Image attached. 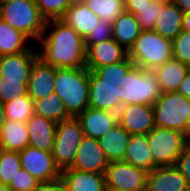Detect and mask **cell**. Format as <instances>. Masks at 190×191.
I'll list each match as a JSON object with an SVG mask.
<instances>
[{
    "label": "cell",
    "mask_w": 190,
    "mask_h": 191,
    "mask_svg": "<svg viewBox=\"0 0 190 191\" xmlns=\"http://www.w3.org/2000/svg\"><path fill=\"white\" fill-rule=\"evenodd\" d=\"M50 32V33H49ZM38 57L55 68H81L85 66L84 39L63 20H48L39 38Z\"/></svg>",
    "instance_id": "6da1fadb"
},
{
    "label": "cell",
    "mask_w": 190,
    "mask_h": 191,
    "mask_svg": "<svg viewBox=\"0 0 190 191\" xmlns=\"http://www.w3.org/2000/svg\"><path fill=\"white\" fill-rule=\"evenodd\" d=\"M134 66L127 56L121 62L90 71L88 107L118 113L124 105L125 77Z\"/></svg>",
    "instance_id": "7a4b0ae2"
},
{
    "label": "cell",
    "mask_w": 190,
    "mask_h": 191,
    "mask_svg": "<svg viewBox=\"0 0 190 191\" xmlns=\"http://www.w3.org/2000/svg\"><path fill=\"white\" fill-rule=\"evenodd\" d=\"M89 74L85 66L56 68L54 93L63 101L71 118H76L88 108Z\"/></svg>",
    "instance_id": "3957f363"
},
{
    "label": "cell",
    "mask_w": 190,
    "mask_h": 191,
    "mask_svg": "<svg viewBox=\"0 0 190 191\" xmlns=\"http://www.w3.org/2000/svg\"><path fill=\"white\" fill-rule=\"evenodd\" d=\"M128 57L135 66L154 70L173 58L172 40L163 38L153 30H142Z\"/></svg>",
    "instance_id": "277c9868"
},
{
    "label": "cell",
    "mask_w": 190,
    "mask_h": 191,
    "mask_svg": "<svg viewBox=\"0 0 190 191\" xmlns=\"http://www.w3.org/2000/svg\"><path fill=\"white\" fill-rule=\"evenodd\" d=\"M0 18L29 39L36 40L43 34L46 23L35 0H14L0 5Z\"/></svg>",
    "instance_id": "5b68a950"
},
{
    "label": "cell",
    "mask_w": 190,
    "mask_h": 191,
    "mask_svg": "<svg viewBox=\"0 0 190 191\" xmlns=\"http://www.w3.org/2000/svg\"><path fill=\"white\" fill-rule=\"evenodd\" d=\"M155 127L184 132L190 119V100L181 93H162L153 104Z\"/></svg>",
    "instance_id": "8992f818"
},
{
    "label": "cell",
    "mask_w": 190,
    "mask_h": 191,
    "mask_svg": "<svg viewBox=\"0 0 190 191\" xmlns=\"http://www.w3.org/2000/svg\"><path fill=\"white\" fill-rule=\"evenodd\" d=\"M147 142L153 156V169L174 166L187 146L182 132L163 127H154L147 134Z\"/></svg>",
    "instance_id": "52a82bcc"
},
{
    "label": "cell",
    "mask_w": 190,
    "mask_h": 191,
    "mask_svg": "<svg viewBox=\"0 0 190 191\" xmlns=\"http://www.w3.org/2000/svg\"><path fill=\"white\" fill-rule=\"evenodd\" d=\"M162 90L153 70L134 66L125 77L124 105H153Z\"/></svg>",
    "instance_id": "ba28073f"
},
{
    "label": "cell",
    "mask_w": 190,
    "mask_h": 191,
    "mask_svg": "<svg viewBox=\"0 0 190 191\" xmlns=\"http://www.w3.org/2000/svg\"><path fill=\"white\" fill-rule=\"evenodd\" d=\"M83 131L76 118H69L56 124L52 155L60 170L70 168L83 138Z\"/></svg>",
    "instance_id": "9c48e42d"
},
{
    "label": "cell",
    "mask_w": 190,
    "mask_h": 191,
    "mask_svg": "<svg viewBox=\"0 0 190 191\" xmlns=\"http://www.w3.org/2000/svg\"><path fill=\"white\" fill-rule=\"evenodd\" d=\"M148 172L124 160L109 162L105 171L106 187L124 191H146Z\"/></svg>",
    "instance_id": "30bf717a"
},
{
    "label": "cell",
    "mask_w": 190,
    "mask_h": 191,
    "mask_svg": "<svg viewBox=\"0 0 190 191\" xmlns=\"http://www.w3.org/2000/svg\"><path fill=\"white\" fill-rule=\"evenodd\" d=\"M18 153L21 167L40 183L60 177L61 170L55 164L52 152L26 146Z\"/></svg>",
    "instance_id": "8fae6325"
},
{
    "label": "cell",
    "mask_w": 190,
    "mask_h": 191,
    "mask_svg": "<svg viewBox=\"0 0 190 191\" xmlns=\"http://www.w3.org/2000/svg\"><path fill=\"white\" fill-rule=\"evenodd\" d=\"M118 123L131 135H147L155 127L153 105H123Z\"/></svg>",
    "instance_id": "7c38bea8"
},
{
    "label": "cell",
    "mask_w": 190,
    "mask_h": 191,
    "mask_svg": "<svg viewBox=\"0 0 190 191\" xmlns=\"http://www.w3.org/2000/svg\"><path fill=\"white\" fill-rule=\"evenodd\" d=\"M109 161L98 143L92 137L83 136L76 157L70 168L86 172L105 174Z\"/></svg>",
    "instance_id": "4fadbf2b"
},
{
    "label": "cell",
    "mask_w": 190,
    "mask_h": 191,
    "mask_svg": "<svg viewBox=\"0 0 190 191\" xmlns=\"http://www.w3.org/2000/svg\"><path fill=\"white\" fill-rule=\"evenodd\" d=\"M37 58L38 50L32 47L25 52L0 56V76L2 79L28 82L31 68Z\"/></svg>",
    "instance_id": "5bb4252c"
},
{
    "label": "cell",
    "mask_w": 190,
    "mask_h": 191,
    "mask_svg": "<svg viewBox=\"0 0 190 191\" xmlns=\"http://www.w3.org/2000/svg\"><path fill=\"white\" fill-rule=\"evenodd\" d=\"M127 56L128 52L112 38L91 45L86 50L85 67L94 71L96 68L121 62Z\"/></svg>",
    "instance_id": "9a60e30c"
},
{
    "label": "cell",
    "mask_w": 190,
    "mask_h": 191,
    "mask_svg": "<svg viewBox=\"0 0 190 191\" xmlns=\"http://www.w3.org/2000/svg\"><path fill=\"white\" fill-rule=\"evenodd\" d=\"M56 68L39 57L34 61L28 79V95L34 100L49 96L55 90Z\"/></svg>",
    "instance_id": "2e32d148"
},
{
    "label": "cell",
    "mask_w": 190,
    "mask_h": 191,
    "mask_svg": "<svg viewBox=\"0 0 190 191\" xmlns=\"http://www.w3.org/2000/svg\"><path fill=\"white\" fill-rule=\"evenodd\" d=\"M76 119L84 136L99 139L118 123V113L88 107Z\"/></svg>",
    "instance_id": "e0dca14e"
},
{
    "label": "cell",
    "mask_w": 190,
    "mask_h": 191,
    "mask_svg": "<svg viewBox=\"0 0 190 191\" xmlns=\"http://www.w3.org/2000/svg\"><path fill=\"white\" fill-rule=\"evenodd\" d=\"M187 188L185 177L175 165L157 167L147 174L146 191H183Z\"/></svg>",
    "instance_id": "ac0fdd59"
},
{
    "label": "cell",
    "mask_w": 190,
    "mask_h": 191,
    "mask_svg": "<svg viewBox=\"0 0 190 191\" xmlns=\"http://www.w3.org/2000/svg\"><path fill=\"white\" fill-rule=\"evenodd\" d=\"M56 122L33 114L26 127L29 134L28 146L52 152L55 141Z\"/></svg>",
    "instance_id": "d6986e66"
},
{
    "label": "cell",
    "mask_w": 190,
    "mask_h": 191,
    "mask_svg": "<svg viewBox=\"0 0 190 191\" xmlns=\"http://www.w3.org/2000/svg\"><path fill=\"white\" fill-rule=\"evenodd\" d=\"M60 177L67 191H105V174L86 172L66 168L61 170Z\"/></svg>",
    "instance_id": "ffe728a7"
},
{
    "label": "cell",
    "mask_w": 190,
    "mask_h": 191,
    "mask_svg": "<svg viewBox=\"0 0 190 191\" xmlns=\"http://www.w3.org/2000/svg\"><path fill=\"white\" fill-rule=\"evenodd\" d=\"M130 137L131 134L117 123L97 140L106 159L111 162L124 160Z\"/></svg>",
    "instance_id": "44dd1931"
},
{
    "label": "cell",
    "mask_w": 190,
    "mask_h": 191,
    "mask_svg": "<svg viewBox=\"0 0 190 191\" xmlns=\"http://www.w3.org/2000/svg\"><path fill=\"white\" fill-rule=\"evenodd\" d=\"M85 39L98 26L101 19L83 3H73L61 19Z\"/></svg>",
    "instance_id": "7402d4cb"
},
{
    "label": "cell",
    "mask_w": 190,
    "mask_h": 191,
    "mask_svg": "<svg viewBox=\"0 0 190 191\" xmlns=\"http://www.w3.org/2000/svg\"><path fill=\"white\" fill-rule=\"evenodd\" d=\"M183 15L175 3L162 4L153 31L173 41L182 31Z\"/></svg>",
    "instance_id": "603a6c76"
},
{
    "label": "cell",
    "mask_w": 190,
    "mask_h": 191,
    "mask_svg": "<svg viewBox=\"0 0 190 191\" xmlns=\"http://www.w3.org/2000/svg\"><path fill=\"white\" fill-rule=\"evenodd\" d=\"M112 38L129 52L141 33L136 17L123 11L112 23Z\"/></svg>",
    "instance_id": "cb8c5ba5"
},
{
    "label": "cell",
    "mask_w": 190,
    "mask_h": 191,
    "mask_svg": "<svg viewBox=\"0 0 190 191\" xmlns=\"http://www.w3.org/2000/svg\"><path fill=\"white\" fill-rule=\"evenodd\" d=\"M160 84L162 93L177 91L179 84L189 72L187 64L171 59L153 70Z\"/></svg>",
    "instance_id": "d4e9b609"
},
{
    "label": "cell",
    "mask_w": 190,
    "mask_h": 191,
    "mask_svg": "<svg viewBox=\"0 0 190 191\" xmlns=\"http://www.w3.org/2000/svg\"><path fill=\"white\" fill-rule=\"evenodd\" d=\"M26 123L6 119L0 130V149L20 152L28 146Z\"/></svg>",
    "instance_id": "484cf974"
},
{
    "label": "cell",
    "mask_w": 190,
    "mask_h": 191,
    "mask_svg": "<svg viewBox=\"0 0 190 191\" xmlns=\"http://www.w3.org/2000/svg\"><path fill=\"white\" fill-rule=\"evenodd\" d=\"M124 161L147 172L153 169V156L147 142V135H131Z\"/></svg>",
    "instance_id": "4316f807"
},
{
    "label": "cell",
    "mask_w": 190,
    "mask_h": 191,
    "mask_svg": "<svg viewBox=\"0 0 190 191\" xmlns=\"http://www.w3.org/2000/svg\"><path fill=\"white\" fill-rule=\"evenodd\" d=\"M29 40L26 35L0 18V56L28 51L32 47Z\"/></svg>",
    "instance_id": "83f0119b"
},
{
    "label": "cell",
    "mask_w": 190,
    "mask_h": 191,
    "mask_svg": "<svg viewBox=\"0 0 190 191\" xmlns=\"http://www.w3.org/2000/svg\"><path fill=\"white\" fill-rule=\"evenodd\" d=\"M34 114L48 118L56 123L69 119L63 101L56 93L34 100Z\"/></svg>",
    "instance_id": "f1b7e54d"
},
{
    "label": "cell",
    "mask_w": 190,
    "mask_h": 191,
    "mask_svg": "<svg viewBox=\"0 0 190 191\" xmlns=\"http://www.w3.org/2000/svg\"><path fill=\"white\" fill-rule=\"evenodd\" d=\"M5 119L28 122L34 114V102L29 95H24L4 103Z\"/></svg>",
    "instance_id": "f546056e"
},
{
    "label": "cell",
    "mask_w": 190,
    "mask_h": 191,
    "mask_svg": "<svg viewBox=\"0 0 190 191\" xmlns=\"http://www.w3.org/2000/svg\"><path fill=\"white\" fill-rule=\"evenodd\" d=\"M83 4L101 20L110 23L124 11L123 0H86Z\"/></svg>",
    "instance_id": "4dcf8cb0"
},
{
    "label": "cell",
    "mask_w": 190,
    "mask_h": 191,
    "mask_svg": "<svg viewBox=\"0 0 190 191\" xmlns=\"http://www.w3.org/2000/svg\"><path fill=\"white\" fill-rule=\"evenodd\" d=\"M20 168L21 160L18 152L0 149V183L9 186Z\"/></svg>",
    "instance_id": "1f68e13d"
},
{
    "label": "cell",
    "mask_w": 190,
    "mask_h": 191,
    "mask_svg": "<svg viewBox=\"0 0 190 191\" xmlns=\"http://www.w3.org/2000/svg\"><path fill=\"white\" fill-rule=\"evenodd\" d=\"M42 17L48 20L62 19L72 0H35Z\"/></svg>",
    "instance_id": "d6a6232c"
},
{
    "label": "cell",
    "mask_w": 190,
    "mask_h": 191,
    "mask_svg": "<svg viewBox=\"0 0 190 191\" xmlns=\"http://www.w3.org/2000/svg\"><path fill=\"white\" fill-rule=\"evenodd\" d=\"M28 82L2 79L0 76V101L4 104L18 97L28 95Z\"/></svg>",
    "instance_id": "836d02e7"
},
{
    "label": "cell",
    "mask_w": 190,
    "mask_h": 191,
    "mask_svg": "<svg viewBox=\"0 0 190 191\" xmlns=\"http://www.w3.org/2000/svg\"><path fill=\"white\" fill-rule=\"evenodd\" d=\"M173 43V59L190 65V33L182 30Z\"/></svg>",
    "instance_id": "e575fe53"
},
{
    "label": "cell",
    "mask_w": 190,
    "mask_h": 191,
    "mask_svg": "<svg viewBox=\"0 0 190 191\" xmlns=\"http://www.w3.org/2000/svg\"><path fill=\"white\" fill-rule=\"evenodd\" d=\"M161 5V3L153 1L151 5L139 9V13L135 17L141 30H153Z\"/></svg>",
    "instance_id": "d590c367"
},
{
    "label": "cell",
    "mask_w": 190,
    "mask_h": 191,
    "mask_svg": "<svg viewBox=\"0 0 190 191\" xmlns=\"http://www.w3.org/2000/svg\"><path fill=\"white\" fill-rule=\"evenodd\" d=\"M39 183L37 179L21 167L14 178L11 179L8 187L11 191H34Z\"/></svg>",
    "instance_id": "8d00e7d4"
},
{
    "label": "cell",
    "mask_w": 190,
    "mask_h": 191,
    "mask_svg": "<svg viewBox=\"0 0 190 191\" xmlns=\"http://www.w3.org/2000/svg\"><path fill=\"white\" fill-rule=\"evenodd\" d=\"M112 23L101 20L98 26L85 39L86 50L94 44L112 39Z\"/></svg>",
    "instance_id": "74e56055"
},
{
    "label": "cell",
    "mask_w": 190,
    "mask_h": 191,
    "mask_svg": "<svg viewBox=\"0 0 190 191\" xmlns=\"http://www.w3.org/2000/svg\"><path fill=\"white\" fill-rule=\"evenodd\" d=\"M175 166L185 177L190 188V145H187L177 157Z\"/></svg>",
    "instance_id": "f35d334b"
},
{
    "label": "cell",
    "mask_w": 190,
    "mask_h": 191,
    "mask_svg": "<svg viewBox=\"0 0 190 191\" xmlns=\"http://www.w3.org/2000/svg\"><path fill=\"white\" fill-rule=\"evenodd\" d=\"M34 191H67V188L61 177H59L51 181L39 183Z\"/></svg>",
    "instance_id": "ab89813d"
},
{
    "label": "cell",
    "mask_w": 190,
    "mask_h": 191,
    "mask_svg": "<svg viewBox=\"0 0 190 191\" xmlns=\"http://www.w3.org/2000/svg\"><path fill=\"white\" fill-rule=\"evenodd\" d=\"M153 0H123L124 11L132 13L134 16L148 5H151Z\"/></svg>",
    "instance_id": "60d3db41"
},
{
    "label": "cell",
    "mask_w": 190,
    "mask_h": 191,
    "mask_svg": "<svg viewBox=\"0 0 190 191\" xmlns=\"http://www.w3.org/2000/svg\"><path fill=\"white\" fill-rule=\"evenodd\" d=\"M177 92L181 93L185 98L190 100V71L179 84Z\"/></svg>",
    "instance_id": "b9f144b4"
},
{
    "label": "cell",
    "mask_w": 190,
    "mask_h": 191,
    "mask_svg": "<svg viewBox=\"0 0 190 191\" xmlns=\"http://www.w3.org/2000/svg\"><path fill=\"white\" fill-rule=\"evenodd\" d=\"M174 3L184 14L190 13V0H175Z\"/></svg>",
    "instance_id": "7bdbcfd3"
},
{
    "label": "cell",
    "mask_w": 190,
    "mask_h": 191,
    "mask_svg": "<svg viewBox=\"0 0 190 191\" xmlns=\"http://www.w3.org/2000/svg\"><path fill=\"white\" fill-rule=\"evenodd\" d=\"M182 30L190 33V13H185L183 15Z\"/></svg>",
    "instance_id": "ee69618b"
},
{
    "label": "cell",
    "mask_w": 190,
    "mask_h": 191,
    "mask_svg": "<svg viewBox=\"0 0 190 191\" xmlns=\"http://www.w3.org/2000/svg\"><path fill=\"white\" fill-rule=\"evenodd\" d=\"M184 139L187 145H190V119L187 122L186 128L183 132Z\"/></svg>",
    "instance_id": "f6af8a7d"
},
{
    "label": "cell",
    "mask_w": 190,
    "mask_h": 191,
    "mask_svg": "<svg viewBox=\"0 0 190 191\" xmlns=\"http://www.w3.org/2000/svg\"><path fill=\"white\" fill-rule=\"evenodd\" d=\"M4 104L0 101V130L5 122Z\"/></svg>",
    "instance_id": "bcb514c9"
},
{
    "label": "cell",
    "mask_w": 190,
    "mask_h": 191,
    "mask_svg": "<svg viewBox=\"0 0 190 191\" xmlns=\"http://www.w3.org/2000/svg\"><path fill=\"white\" fill-rule=\"evenodd\" d=\"M153 1L161 4H171L175 2V0H153Z\"/></svg>",
    "instance_id": "7dc6e473"
},
{
    "label": "cell",
    "mask_w": 190,
    "mask_h": 191,
    "mask_svg": "<svg viewBox=\"0 0 190 191\" xmlns=\"http://www.w3.org/2000/svg\"><path fill=\"white\" fill-rule=\"evenodd\" d=\"M0 191H11L7 185L0 183Z\"/></svg>",
    "instance_id": "c3c4849f"
},
{
    "label": "cell",
    "mask_w": 190,
    "mask_h": 191,
    "mask_svg": "<svg viewBox=\"0 0 190 191\" xmlns=\"http://www.w3.org/2000/svg\"><path fill=\"white\" fill-rule=\"evenodd\" d=\"M105 191H124V190H120V189H116V188H111V187H106Z\"/></svg>",
    "instance_id": "681fc988"
},
{
    "label": "cell",
    "mask_w": 190,
    "mask_h": 191,
    "mask_svg": "<svg viewBox=\"0 0 190 191\" xmlns=\"http://www.w3.org/2000/svg\"><path fill=\"white\" fill-rule=\"evenodd\" d=\"M14 0H0V5H3L5 3H8V2H12Z\"/></svg>",
    "instance_id": "f907efd6"
},
{
    "label": "cell",
    "mask_w": 190,
    "mask_h": 191,
    "mask_svg": "<svg viewBox=\"0 0 190 191\" xmlns=\"http://www.w3.org/2000/svg\"><path fill=\"white\" fill-rule=\"evenodd\" d=\"M86 0H72L73 3H84Z\"/></svg>",
    "instance_id": "816d5d0a"
}]
</instances>
